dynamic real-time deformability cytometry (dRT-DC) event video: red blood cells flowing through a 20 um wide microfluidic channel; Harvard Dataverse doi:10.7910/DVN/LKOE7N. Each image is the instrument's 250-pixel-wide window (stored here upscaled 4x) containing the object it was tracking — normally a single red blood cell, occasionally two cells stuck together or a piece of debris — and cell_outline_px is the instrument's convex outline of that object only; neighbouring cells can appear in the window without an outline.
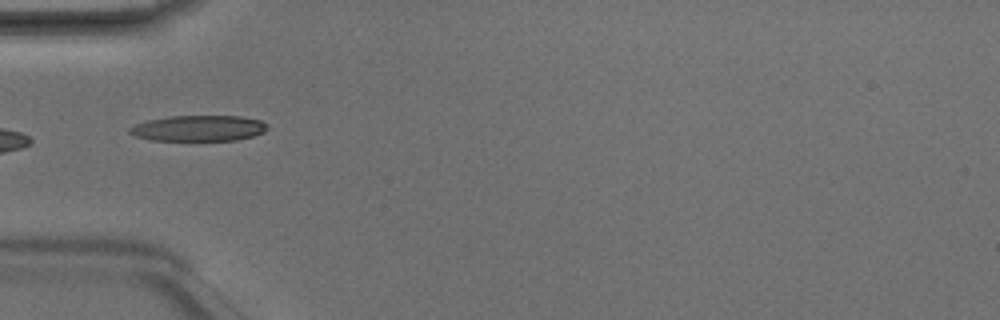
{"species": "Egyptian fruit bat (a non-hibernating species)", "species_latin": "Rousettus aegyptiacus", "temperature_condition": "room temperature", "stored_images_in_passage": 5, "camera_frame_rate_fps": 3000, "um_per_image_px": 0.085, "animal": {"sex": "male"}, "frame": {"image": 1, "passage_image": 4, "time_ms": 1.0, "image_size_px": [1000, 320], "cell_outline_px": [[268, 128], [264, 132], [252, 136], [236, 140], [152, 140], [136, 136], [128, 132], [128, 128], [136, 124], [148, 120], [168, 116], [240, 116], [260, 120], [268, 124]], "centroid_in_image_um": [16.89, 10.89], "position_along_channel_um": 68.1, "area_um2": 20.63}}